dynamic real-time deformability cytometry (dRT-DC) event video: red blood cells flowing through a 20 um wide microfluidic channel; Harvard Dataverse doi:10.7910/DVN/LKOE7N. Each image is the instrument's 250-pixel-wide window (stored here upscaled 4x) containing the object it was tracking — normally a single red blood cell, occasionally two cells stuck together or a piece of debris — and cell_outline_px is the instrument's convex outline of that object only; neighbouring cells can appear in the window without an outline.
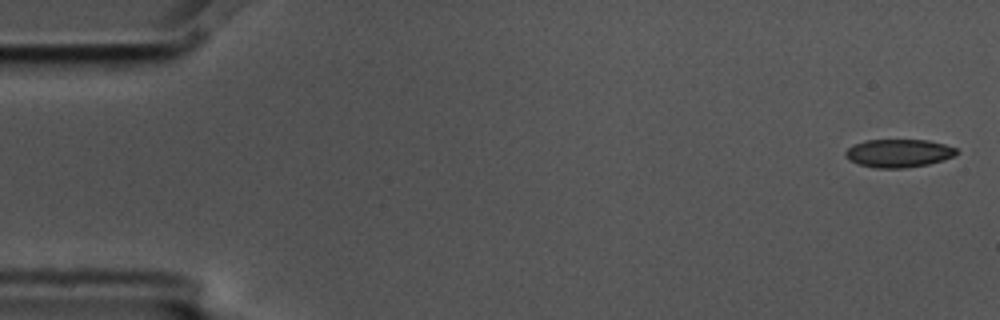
{"species": "common noctule bat (a hibernating species)", "species_latin": "Nyctalus noctula", "temperature_condition": "cold", "stored_images_in_passage": 4, "camera_frame_rate_fps": 3000, "um_per_image_px": 0.085, "animal": {"sex": "male", "body_mass_g": 17.5, "forearm_length_mm": 52.3}, "frame": {"image": 1, "passage_image": 1, "time_ms": 0.0, "image_size_px": [1000, 320], "cell_outline_px": [[960, 152], [956, 156], [944, 160], [928, 164], [904, 168], [876, 168], [860, 164], [848, 160], [844, 156], [844, 152], [852, 144], [864, 140], [928, 140], [944, 144], [956, 148]], "centroid_in_image_um": [76.38, 13.02], "position_along_channel_um": 8.6, "area_um2": 18.44}}